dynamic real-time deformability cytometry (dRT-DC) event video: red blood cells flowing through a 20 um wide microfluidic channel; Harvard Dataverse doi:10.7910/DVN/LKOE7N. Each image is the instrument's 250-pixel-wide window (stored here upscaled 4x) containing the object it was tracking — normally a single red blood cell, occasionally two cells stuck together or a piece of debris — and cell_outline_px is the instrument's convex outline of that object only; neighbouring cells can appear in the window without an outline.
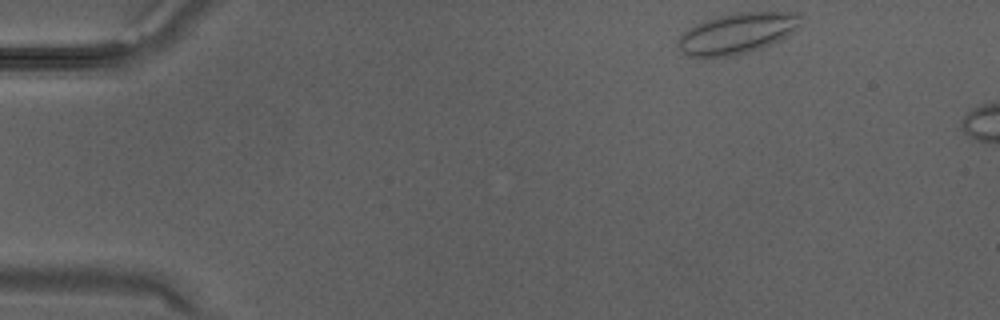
{"species": "Egyptian fruit bat (a non-hibernating species)", "species_latin": "Rousettus aegyptiacus", "temperature_condition": "warm", "stored_images_in_passage": 4, "camera_frame_rate_fps": 3000, "um_per_image_px": 0.085, "animal": {"sex": "male"}, "frame": {"image": 1, "passage_image": 1, "time_ms": 0.0, "image_size_px": [1000, 320], "cell_outline_px": [[800, 24], [792, 32], [780, 40], [760, 48], [748, 52], [732, 56], [688, 56], [676, 48], [676, 40], [684, 32], [696, 24], [704, 20], [736, 12], [800, 12]], "centroid_in_image_um": [62.63, 2.83], "position_along_channel_um": 22.4, "area_um2": 28.96}}